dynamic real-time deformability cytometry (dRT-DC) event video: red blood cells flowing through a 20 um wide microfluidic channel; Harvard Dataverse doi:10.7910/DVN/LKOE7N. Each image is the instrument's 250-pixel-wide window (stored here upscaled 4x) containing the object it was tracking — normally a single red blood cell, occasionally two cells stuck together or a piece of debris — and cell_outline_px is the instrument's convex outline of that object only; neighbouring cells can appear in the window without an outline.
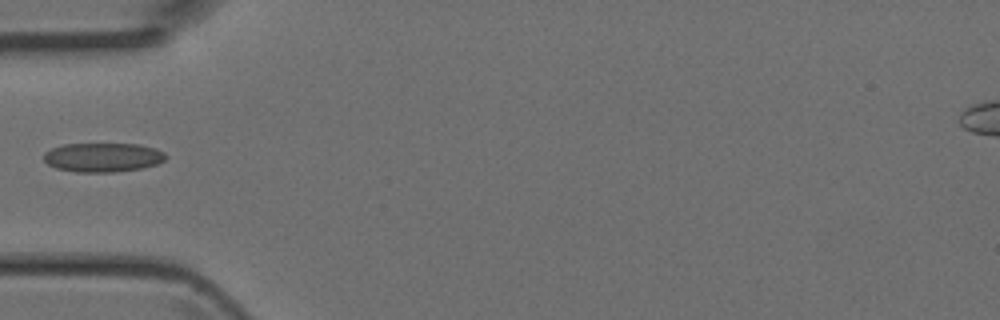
{"species": "Egyptian fruit bat (a non-hibernating species)", "species_latin": "Rousettus aegyptiacus", "temperature_condition": "room temperature", "stored_images_in_passage": 5, "camera_frame_rate_fps": 3000, "um_per_image_px": 0.085, "animal": {"sex": "female"}, "frame": {"image": 1, "passage_image": 5, "time_ms": 1.333, "image_size_px": [1000, 320], "cell_outline_px": [[168, 156], [164, 160], [156, 164], [140, 168], [112, 172], [76, 172], [56, 168], [48, 164], [44, 160], [44, 152], [52, 148], [64, 144], [140, 144], [156, 148], [164, 152]], "centroid_in_image_um": [8.75, 13.37], "position_along_channel_um": 76.3, "area_um2": 20.69}}